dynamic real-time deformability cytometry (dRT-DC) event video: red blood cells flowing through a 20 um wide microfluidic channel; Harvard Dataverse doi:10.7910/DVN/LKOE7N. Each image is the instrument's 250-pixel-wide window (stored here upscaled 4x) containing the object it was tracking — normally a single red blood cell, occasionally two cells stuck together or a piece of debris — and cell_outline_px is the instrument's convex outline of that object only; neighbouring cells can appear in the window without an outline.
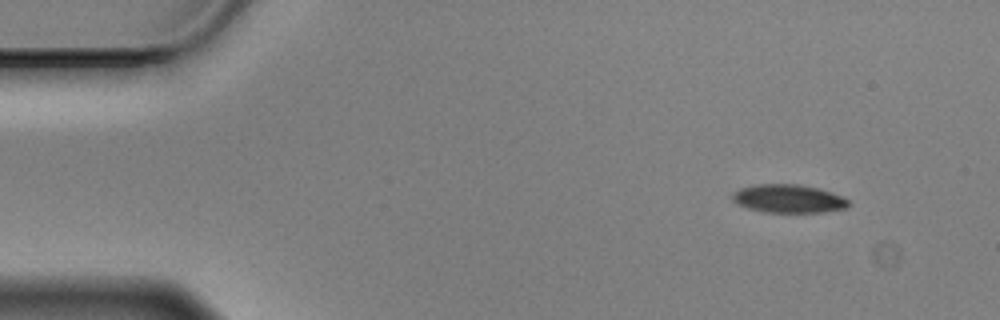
{"species": "Egyptian fruit bat (a non-hibernating species)", "species_latin": "Rousettus aegyptiacus", "temperature_condition": "cold", "stored_images_in_passage": 53, "camera_frame_rate_fps": 3000, "um_per_image_px": 0.085, "animal": {"sex": "male"}, "frame": {"image": 1, "passage_image": 1, "time_ms": 0.0, "image_size_px": [1000, 320], "cell_outline_px": [[852, 204], [848, 208], [824, 212], [764, 212], [748, 208], [732, 200], [732, 192], [740, 188], [760, 184], [800, 184], [816, 188], [840, 196], [848, 200]], "centroid_in_image_um": [67.03, 16.89], "position_along_channel_um": 18.0, "area_um2": 19.02}}
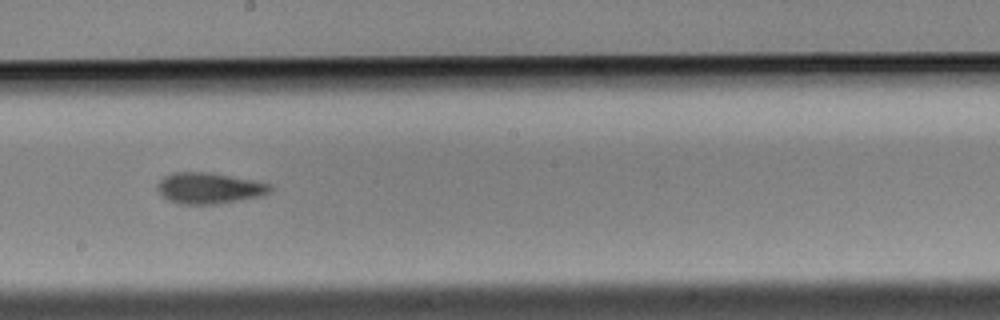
{"frame": {"image": 2, "passage_image": 27, "time_ms": 8.667, "image_size_px": [1000, 320], "cell_outline_px": [[272, 188], [268, 192], [260, 196], [240, 200], [216, 204], [176, 204], [160, 196], [156, 188], [156, 184], [164, 176], [172, 172], [212, 172], [272, 184]], "centroid_in_image_um": [17.71, 15.99], "position_along_channel_um": 230.5, "area_um2": 20.63}}
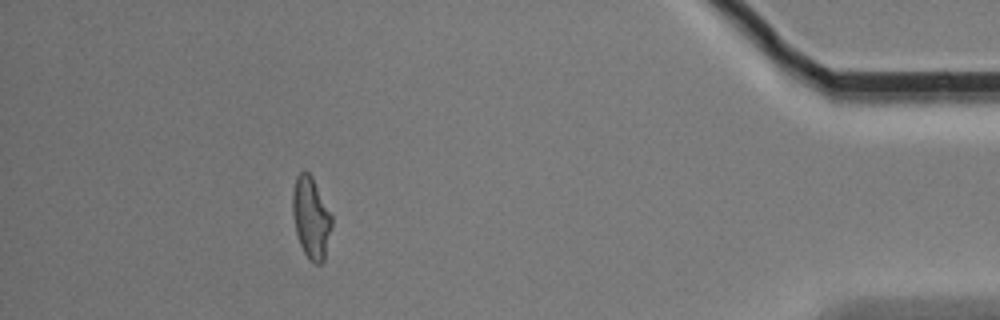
{"frame": {"image": 3, "passage_image": 47, "time_ms": 15.333, "image_size_px": [1000, 320], "cell_outline_px": [[332, 224], [324, 260], [320, 264], [312, 264], [308, 260], [300, 244], [296, 232], [292, 212], [292, 192], [296, 176], [304, 168], [312, 176], [332, 216]], "centroid_in_image_um": [26.42, 18.5], "position_along_channel_um": 408.8, "area_um2": 18.73}, "authors_computed_cell_mechanics": {"area_um2": 19.7098, "velocity_mm_per_s": 3.4861, "shape_relaxation_time_tau1_ms": 6.2045, "shape_relaxation_time_tau2_ms": 5.8288, "deformation_change_tau1": 0.1425, "deformation_change_tau2": 0.133}}